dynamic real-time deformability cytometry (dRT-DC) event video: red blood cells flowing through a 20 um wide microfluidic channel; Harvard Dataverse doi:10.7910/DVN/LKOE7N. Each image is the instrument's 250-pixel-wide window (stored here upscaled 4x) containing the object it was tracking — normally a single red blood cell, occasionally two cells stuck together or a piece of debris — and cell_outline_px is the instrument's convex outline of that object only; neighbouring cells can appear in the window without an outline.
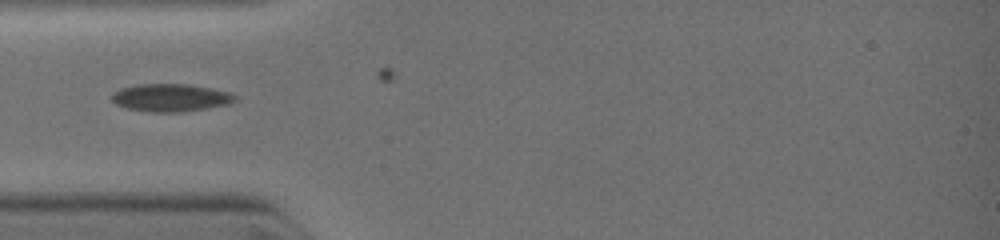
{"species": "common noctule bat (a hibernating species)", "species_latin": "Nyctalus noctula", "temperature_condition": "warm", "stored_images_in_passage": 7, "camera_frame_rate_fps": 3000, "um_per_image_px": 0.085, "animal": {"sex": "female", "body_mass_g": 19.0, "forearm_length_mm": 51.5}, "frame": {"image": 1, "passage_image": 1, "time_ms": 0.0, "image_size_px": [1000, 240], "cell_outline_px": [[236, 100], [228, 104], [208, 108], [180, 112], [152, 112], [128, 108], [116, 104], [112, 100], [112, 92], [120, 88], [136, 84], [192, 84], [212, 88], [228, 92], [236, 96]], "centroid_in_image_um": [14.5, 8.29], "position_along_channel_um": 70.5, "area_um2": 19.94}}
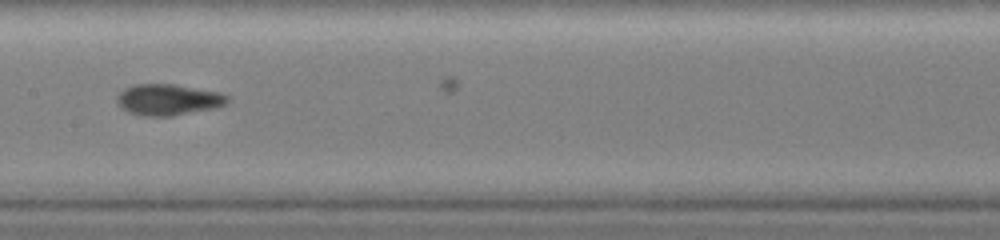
{"frame": {"image": 2, "passage_image": 5, "time_ms": 2.333, "image_size_px": [1000, 240], "cell_outline_px": [[228, 104], [216, 108], [172, 116], [144, 116], [132, 112], [124, 108], [116, 100], [120, 92], [124, 88], [132, 84], [172, 84], [220, 92], [228, 96]], "centroid_in_image_um": [14.34, 8.47], "position_along_channel_um": 193.1, "area_um2": 19.94}}
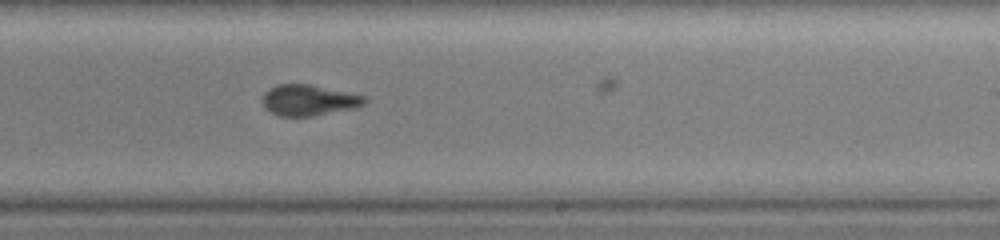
{"frame": {"image": 3, "passage_image": 7, "time_ms": 3.667, "image_size_px": [1000, 240], "cell_outline_px": [[368, 100], [364, 104], [356, 108], [312, 116], [280, 116], [264, 108], [264, 92], [268, 88], [276, 84], [312, 84], [368, 96]], "centroid_in_image_um": [26.3, 8.5], "position_along_channel_um": 262.7, "area_um2": 18.61}}